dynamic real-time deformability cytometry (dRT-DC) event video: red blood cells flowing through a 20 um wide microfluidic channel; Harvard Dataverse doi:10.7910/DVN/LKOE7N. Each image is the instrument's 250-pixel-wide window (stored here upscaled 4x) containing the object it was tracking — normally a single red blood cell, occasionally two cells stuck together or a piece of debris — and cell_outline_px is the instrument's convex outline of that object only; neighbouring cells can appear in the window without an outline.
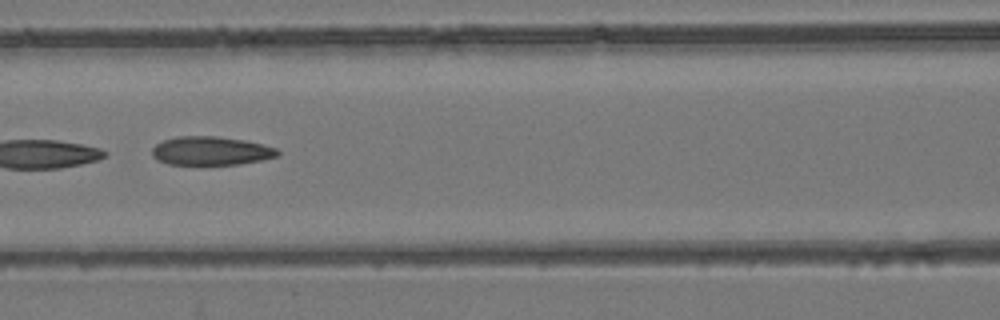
{"species": "common noctule bat (a hibernating species)", "species_latin": "Nyctalus noctula", "temperature_condition": "room temperature", "stored_images_in_passage": 4, "camera_frame_rate_fps": 3000, "um_per_image_px": 0.085, "animal": {"sex": "female", "body_mass_g": 24.6, "forearm_length_mm": 56.2}, "frame": {"image": 1, "passage_image": 3, "time_ms": 2.333, "image_size_px": [1000, 320], "cell_outline_px": [[280, 156], [240, 164], [168, 164], [156, 160], [152, 156], [152, 148], [156, 144], [164, 140], [176, 136], [216, 136], [244, 140], [264, 144], [276, 148], [280, 152]], "centroid_in_image_um": [17.93, 12.82], "position_along_channel_um": 148.7, "area_um2": 21.04}}
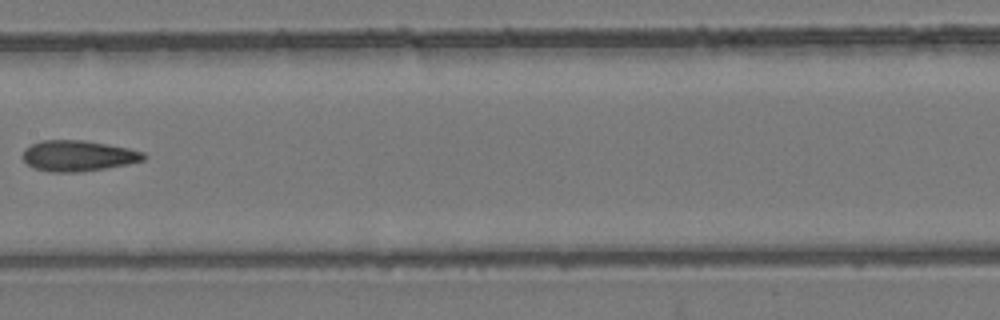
{"frame": {"image": 2, "passage_image": 4, "time_ms": 3.667, "image_size_px": [1000, 320], "cell_outline_px": [[148, 156], [144, 160], [128, 164], [80, 172], [52, 172], [32, 168], [24, 160], [24, 148], [40, 140], [84, 140], [128, 148], [144, 152]], "centroid_in_image_um": [6.65, 13.24], "position_along_channel_um": 200.8, "area_um2": 21.68}}